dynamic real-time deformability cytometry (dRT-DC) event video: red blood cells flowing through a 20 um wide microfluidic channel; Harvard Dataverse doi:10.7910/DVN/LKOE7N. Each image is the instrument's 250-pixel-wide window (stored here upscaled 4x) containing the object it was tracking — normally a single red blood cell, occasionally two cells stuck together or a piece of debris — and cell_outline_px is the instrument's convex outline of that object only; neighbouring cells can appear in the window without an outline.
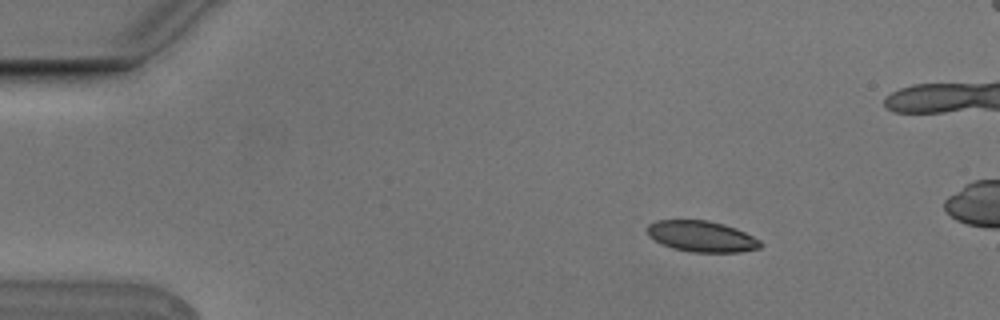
{"species": "Egyptian fruit bat (a non-hibernating species)", "species_latin": "Rousettus aegyptiacus", "temperature_condition": "cold", "stored_images_in_passage": 5, "camera_frame_rate_fps": 3000, "um_per_image_px": 0.085, "animal": {"sex": "male"}, "frame": {"image": 1, "passage_image": 2, "time_ms": 0.333, "image_size_px": [1000, 320], "cell_outline_px": [[764, 244], [760, 248], [740, 252], [692, 252], [672, 248], [648, 236], [648, 224], [656, 220], [708, 220], [724, 224], [736, 228], [760, 240]], "centroid_in_image_um": [59.67, 20.09], "position_along_channel_um": 25.3, "area_um2": 20.4}}